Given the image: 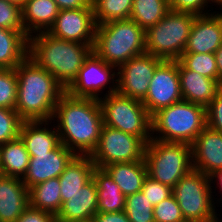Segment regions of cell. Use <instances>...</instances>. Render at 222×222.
I'll use <instances>...</instances> for the list:
<instances>
[{
	"label": "cell",
	"instance_id": "obj_38",
	"mask_svg": "<svg viewBox=\"0 0 222 222\" xmlns=\"http://www.w3.org/2000/svg\"><path fill=\"white\" fill-rule=\"evenodd\" d=\"M208 4H212L210 0H169L170 10L192 13L196 16L213 13L210 9L208 10L213 5L210 6Z\"/></svg>",
	"mask_w": 222,
	"mask_h": 222
},
{
	"label": "cell",
	"instance_id": "obj_7",
	"mask_svg": "<svg viewBox=\"0 0 222 222\" xmlns=\"http://www.w3.org/2000/svg\"><path fill=\"white\" fill-rule=\"evenodd\" d=\"M195 17L192 13L170 10L145 31L146 53L163 61H178L184 53Z\"/></svg>",
	"mask_w": 222,
	"mask_h": 222
},
{
	"label": "cell",
	"instance_id": "obj_31",
	"mask_svg": "<svg viewBox=\"0 0 222 222\" xmlns=\"http://www.w3.org/2000/svg\"><path fill=\"white\" fill-rule=\"evenodd\" d=\"M154 206L141 191L126 196L124 212L130 222H155Z\"/></svg>",
	"mask_w": 222,
	"mask_h": 222
},
{
	"label": "cell",
	"instance_id": "obj_5",
	"mask_svg": "<svg viewBox=\"0 0 222 222\" xmlns=\"http://www.w3.org/2000/svg\"><path fill=\"white\" fill-rule=\"evenodd\" d=\"M151 122L152 139L191 145L207 126L206 107L182 100L157 111Z\"/></svg>",
	"mask_w": 222,
	"mask_h": 222
},
{
	"label": "cell",
	"instance_id": "obj_12",
	"mask_svg": "<svg viewBox=\"0 0 222 222\" xmlns=\"http://www.w3.org/2000/svg\"><path fill=\"white\" fill-rule=\"evenodd\" d=\"M182 100L178 61H162L150 80L147 96L142 101L143 105L152 116L160 109Z\"/></svg>",
	"mask_w": 222,
	"mask_h": 222
},
{
	"label": "cell",
	"instance_id": "obj_22",
	"mask_svg": "<svg viewBox=\"0 0 222 222\" xmlns=\"http://www.w3.org/2000/svg\"><path fill=\"white\" fill-rule=\"evenodd\" d=\"M59 8L54 0H25L22 21L28 37L48 32L58 16Z\"/></svg>",
	"mask_w": 222,
	"mask_h": 222
},
{
	"label": "cell",
	"instance_id": "obj_44",
	"mask_svg": "<svg viewBox=\"0 0 222 222\" xmlns=\"http://www.w3.org/2000/svg\"><path fill=\"white\" fill-rule=\"evenodd\" d=\"M218 70V81L222 84V45L214 53Z\"/></svg>",
	"mask_w": 222,
	"mask_h": 222
},
{
	"label": "cell",
	"instance_id": "obj_37",
	"mask_svg": "<svg viewBox=\"0 0 222 222\" xmlns=\"http://www.w3.org/2000/svg\"><path fill=\"white\" fill-rule=\"evenodd\" d=\"M141 192L147 196V199L153 206H156L158 203L172 195V188L147 176L144 179Z\"/></svg>",
	"mask_w": 222,
	"mask_h": 222
},
{
	"label": "cell",
	"instance_id": "obj_26",
	"mask_svg": "<svg viewBox=\"0 0 222 222\" xmlns=\"http://www.w3.org/2000/svg\"><path fill=\"white\" fill-rule=\"evenodd\" d=\"M25 32L0 27V69H14L28 56Z\"/></svg>",
	"mask_w": 222,
	"mask_h": 222
},
{
	"label": "cell",
	"instance_id": "obj_20",
	"mask_svg": "<svg viewBox=\"0 0 222 222\" xmlns=\"http://www.w3.org/2000/svg\"><path fill=\"white\" fill-rule=\"evenodd\" d=\"M29 206V189L22 178L0 175V222H16Z\"/></svg>",
	"mask_w": 222,
	"mask_h": 222
},
{
	"label": "cell",
	"instance_id": "obj_9",
	"mask_svg": "<svg viewBox=\"0 0 222 222\" xmlns=\"http://www.w3.org/2000/svg\"><path fill=\"white\" fill-rule=\"evenodd\" d=\"M99 102L104 125L140 137L146 144L152 139L151 115L142 101L117 92L103 96Z\"/></svg>",
	"mask_w": 222,
	"mask_h": 222
},
{
	"label": "cell",
	"instance_id": "obj_29",
	"mask_svg": "<svg viewBox=\"0 0 222 222\" xmlns=\"http://www.w3.org/2000/svg\"><path fill=\"white\" fill-rule=\"evenodd\" d=\"M169 11V0H133L130 19L146 31Z\"/></svg>",
	"mask_w": 222,
	"mask_h": 222
},
{
	"label": "cell",
	"instance_id": "obj_21",
	"mask_svg": "<svg viewBox=\"0 0 222 222\" xmlns=\"http://www.w3.org/2000/svg\"><path fill=\"white\" fill-rule=\"evenodd\" d=\"M52 122V120L23 121L19 137L29 154L48 153L60 144L55 122H53L54 127Z\"/></svg>",
	"mask_w": 222,
	"mask_h": 222
},
{
	"label": "cell",
	"instance_id": "obj_39",
	"mask_svg": "<svg viewBox=\"0 0 222 222\" xmlns=\"http://www.w3.org/2000/svg\"><path fill=\"white\" fill-rule=\"evenodd\" d=\"M206 124L209 128L222 133V89L206 107Z\"/></svg>",
	"mask_w": 222,
	"mask_h": 222
},
{
	"label": "cell",
	"instance_id": "obj_17",
	"mask_svg": "<svg viewBox=\"0 0 222 222\" xmlns=\"http://www.w3.org/2000/svg\"><path fill=\"white\" fill-rule=\"evenodd\" d=\"M193 169L207 176L222 169V133L206 126L191 144Z\"/></svg>",
	"mask_w": 222,
	"mask_h": 222
},
{
	"label": "cell",
	"instance_id": "obj_46",
	"mask_svg": "<svg viewBox=\"0 0 222 222\" xmlns=\"http://www.w3.org/2000/svg\"><path fill=\"white\" fill-rule=\"evenodd\" d=\"M219 215V216H218ZM220 214H217V212L215 213V215L213 216V219L211 222H222V219L220 220Z\"/></svg>",
	"mask_w": 222,
	"mask_h": 222
},
{
	"label": "cell",
	"instance_id": "obj_10",
	"mask_svg": "<svg viewBox=\"0 0 222 222\" xmlns=\"http://www.w3.org/2000/svg\"><path fill=\"white\" fill-rule=\"evenodd\" d=\"M116 70H118L117 67L106 63L92 51L65 92L72 97L95 99L117 93L118 71ZM108 84L109 88L103 95L102 93L105 88L107 89Z\"/></svg>",
	"mask_w": 222,
	"mask_h": 222
},
{
	"label": "cell",
	"instance_id": "obj_15",
	"mask_svg": "<svg viewBox=\"0 0 222 222\" xmlns=\"http://www.w3.org/2000/svg\"><path fill=\"white\" fill-rule=\"evenodd\" d=\"M29 155L30 161L28 169L22 178V181L28 189L43 181L59 177L64 169L77 156L62 143L48 153Z\"/></svg>",
	"mask_w": 222,
	"mask_h": 222
},
{
	"label": "cell",
	"instance_id": "obj_4",
	"mask_svg": "<svg viewBox=\"0 0 222 222\" xmlns=\"http://www.w3.org/2000/svg\"><path fill=\"white\" fill-rule=\"evenodd\" d=\"M145 30L135 21L122 19L96 25L93 51L106 63L120 67L146 53Z\"/></svg>",
	"mask_w": 222,
	"mask_h": 222
},
{
	"label": "cell",
	"instance_id": "obj_43",
	"mask_svg": "<svg viewBox=\"0 0 222 222\" xmlns=\"http://www.w3.org/2000/svg\"><path fill=\"white\" fill-rule=\"evenodd\" d=\"M216 179V180H215ZM210 182H211V184L213 183L214 185L213 186H211V187H215V189H213L212 188V191L213 190H216L217 189V187H219V191H217V192H219V194H220V192L222 191V169L221 170H219V171H217V172H214L211 176H210ZM216 184V185H215ZM222 194V193H221ZM222 197V196H221ZM220 201H222V199L220 200V199H218V203H222V202H220Z\"/></svg>",
	"mask_w": 222,
	"mask_h": 222
},
{
	"label": "cell",
	"instance_id": "obj_27",
	"mask_svg": "<svg viewBox=\"0 0 222 222\" xmlns=\"http://www.w3.org/2000/svg\"><path fill=\"white\" fill-rule=\"evenodd\" d=\"M30 155L21 138L0 145V173L2 176L23 178Z\"/></svg>",
	"mask_w": 222,
	"mask_h": 222
},
{
	"label": "cell",
	"instance_id": "obj_47",
	"mask_svg": "<svg viewBox=\"0 0 222 222\" xmlns=\"http://www.w3.org/2000/svg\"><path fill=\"white\" fill-rule=\"evenodd\" d=\"M7 1H10V2H13V3H16L18 4L19 6H23L25 0H7Z\"/></svg>",
	"mask_w": 222,
	"mask_h": 222
},
{
	"label": "cell",
	"instance_id": "obj_25",
	"mask_svg": "<svg viewBox=\"0 0 222 222\" xmlns=\"http://www.w3.org/2000/svg\"><path fill=\"white\" fill-rule=\"evenodd\" d=\"M92 178L97 187L98 212L124 211L126 196L104 168L95 167Z\"/></svg>",
	"mask_w": 222,
	"mask_h": 222
},
{
	"label": "cell",
	"instance_id": "obj_19",
	"mask_svg": "<svg viewBox=\"0 0 222 222\" xmlns=\"http://www.w3.org/2000/svg\"><path fill=\"white\" fill-rule=\"evenodd\" d=\"M178 72L184 101L207 107L222 89V84L218 80L188 70L179 60Z\"/></svg>",
	"mask_w": 222,
	"mask_h": 222
},
{
	"label": "cell",
	"instance_id": "obj_18",
	"mask_svg": "<svg viewBox=\"0 0 222 222\" xmlns=\"http://www.w3.org/2000/svg\"><path fill=\"white\" fill-rule=\"evenodd\" d=\"M69 197L55 216L56 222L88 221L98 212L97 187L93 178Z\"/></svg>",
	"mask_w": 222,
	"mask_h": 222
},
{
	"label": "cell",
	"instance_id": "obj_11",
	"mask_svg": "<svg viewBox=\"0 0 222 222\" xmlns=\"http://www.w3.org/2000/svg\"><path fill=\"white\" fill-rule=\"evenodd\" d=\"M146 143L137 136L103 125L96 149L90 155L96 167L144 160Z\"/></svg>",
	"mask_w": 222,
	"mask_h": 222
},
{
	"label": "cell",
	"instance_id": "obj_40",
	"mask_svg": "<svg viewBox=\"0 0 222 222\" xmlns=\"http://www.w3.org/2000/svg\"><path fill=\"white\" fill-rule=\"evenodd\" d=\"M16 222H56L55 216L44 210L28 206L18 217Z\"/></svg>",
	"mask_w": 222,
	"mask_h": 222
},
{
	"label": "cell",
	"instance_id": "obj_35",
	"mask_svg": "<svg viewBox=\"0 0 222 222\" xmlns=\"http://www.w3.org/2000/svg\"><path fill=\"white\" fill-rule=\"evenodd\" d=\"M0 27L25 32L22 7L7 0H0Z\"/></svg>",
	"mask_w": 222,
	"mask_h": 222
},
{
	"label": "cell",
	"instance_id": "obj_28",
	"mask_svg": "<svg viewBox=\"0 0 222 222\" xmlns=\"http://www.w3.org/2000/svg\"><path fill=\"white\" fill-rule=\"evenodd\" d=\"M29 206L48 211L56 216L62 206L59 177L51 178L30 187Z\"/></svg>",
	"mask_w": 222,
	"mask_h": 222
},
{
	"label": "cell",
	"instance_id": "obj_24",
	"mask_svg": "<svg viewBox=\"0 0 222 222\" xmlns=\"http://www.w3.org/2000/svg\"><path fill=\"white\" fill-rule=\"evenodd\" d=\"M125 196L140 192L147 177L145 160L112 163L104 167Z\"/></svg>",
	"mask_w": 222,
	"mask_h": 222
},
{
	"label": "cell",
	"instance_id": "obj_23",
	"mask_svg": "<svg viewBox=\"0 0 222 222\" xmlns=\"http://www.w3.org/2000/svg\"><path fill=\"white\" fill-rule=\"evenodd\" d=\"M95 164L90 156H76L59 176L62 203L92 179Z\"/></svg>",
	"mask_w": 222,
	"mask_h": 222
},
{
	"label": "cell",
	"instance_id": "obj_30",
	"mask_svg": "<svg viewBox=\"0 0 222 222\" xmlns=\"http://www.w3.org/2000/svg\"><path fill=\"white\" fill-rule=\"evenodd\" d=\"M96 25L129 19L133 0H92Z\"/></svg>",
	"mask_w": 222,
	"mask_h": 222
},
{
	"label": "cell",
	"instance_id": "obj_3",
	"mask_svg": "<svg viewBox=\"0 0 222 222\" xmlns=\"http://www.w3.org/2000/svg\"><path fill=\"white\" fill-rule=\"evenodd\" d=\"M93 45L63 40L48 32H41L29 37L28 57L66 89L93 51Z\"/></svg>",
	"mask_w": 222,
	"mask_h": 222
},
{
	"label": "cell",
	"instance_id": "obj_14",
	"mask_svg": "<svg viewBox=\"0 0 222 222\" xmlns=\"http://www.w3.org/2000/svg\"><path fill=\"white\" fill-rule=\"evenodd\" d=\"M95 32L93 8L59 10L53 26L48 30L56 38L82 44H94Z\"/></svg>",
	"mask_w": 222,
	"mask_h": 222
},
{
	"label": "cell",
	"instance_id": "obj_13",
	"mask_svg": "<svg viewBox=\"0 0 222 222\" xmlns=\"http://www.w3.org/2000/svg\"><path fill=\"white\" fill-rule=\"evenodd\" d=\"M163 60L149 53L132 57L118 67L117 92L120 95L143 101L156 67Z\"/></svg>",
	"mask_w": 222,
	"mask_h": 222
},
{
	"label": "cell",
	"instance_id": "obj_6",
	"mask_svg": "<svg viewBox=\"0 0 222 222\" xmlns=\"http://www.w3.org/2000/svg\"><path fill=\"white\" fill-rule=\"evenodd\" d=\"M147 176L173 188L193 169L192 147L188 143L151 139L145 148Z\"/></svg>",
	"mask_w": 222,
	"mask_h": 222
},
{
	"label": "cell",
	"instance_id": "obj_33",
	"mask_svg": "<svg viewBox=\"0 0 222 222\" xmlns=\"http://www.w3.org/2000/svg\"><path fill=\"white\" fill-rule=\"evenodd\" d=\"M17 86L16 69H0V107L15 109Z\"/></svg>",
	"mask_w": 222,
	"mask_h": 222
},
{
	"label": "cell",
	"instance_id": "obj_41",
	"mask_svg": "<svg viewBox=\"0 0 222 222\" xmlns=\"http://www.w3.org/2000/svg\"><path fill=\"white\" fill-rule=\"evenodd\" d=\"M92 222H130L124 211L100 213L97 212Z\"/></svg>",
	"mask_w": 222,
	"mask_h": 222
},
{
	"label": "cell",
	"instance_id": "obj_45",
	"mask_svg": "<svg viewBox=\"0 0 222 222\" xmlns=\"http://www.w3.org/2000/svg\"><path fill=\"white\" fill-rule=\"evenodd\" d=\"M211 1V3H213L214 5L216 4L217 5V7H218V5H219V10H222V0H210Z\"/></svg>",
	"mask_w": 222,
	"mask_h": 222
},
{
	"label": "cell",
	"instance_id": "obj_42",
	"mask_svg": "<svg viewBox=\"0 0 222 222\" xmlns=\"http://www.w3.org/2000/svg\"><path fill=\"white\" fill-rule=\"evenodd\" d=\"M59 10L93 8L92 0H54Z\"/></svg>",
	"mask_w": 222,
	"mask_h": 222
},
{
	"label": "cell",
	"instance_id": "obj_48",
	"mask_svg": "<svg viewBox=\"0 0 222 222\" xmlns=\"http://www.w3.org/2000/svg\"><path fill=\"white\" fill-rule=\"evenodd\" d=\"M73 222H92V220H88V221H73Z\"/></svg>",
	"mask_w": 222,
	"mask_h": 222
},
{
	"label": "cell",
	"instance_id": "obj_2",
	"mask_svg": "<svg viewBox=\"0 0 222 222\" xmlns=\"http://www.w3.org/2000/svg\"><path fill=\"white\" fill-rule=\"evenodd\" d=\"M18 79L15 110L23 121L52 120L65 88L28 56L15 68Z\"/></svg>",
	"mask_w": 222,
	"mask_h": 222
},
{
	"label": "cell",
	"instance_id": "obj_16",
	"mask_svg": "<svg viewBox=\"0 0 222 222\" xmlns=\"http://www.w3.org/2000/svg\"><path fill=\"white\" fill-rule=\"evenodd\" d=\"M217 12V13H216ZM222 45V12L196 16L184 53H211Z\"/></svg>",
	"mask_w": 222,
	"mask_h": 222
},
{
	"label": "cell",
	"instance_id": "obj_36",
	"mask_svg": "<svg viewBox=\"0 0 222 222\" xmlns=\"http://www.w3.org/2000/svg\"><path fill=\"white\" fill-rule=\"evenodd\" d=\"M155 222H183L185 218L174 195L164 199L153 209Z\"/></svg>",
	"mask_w": 222,
	"mask_h": 222
},
{
	"label": "cell",
	"instance_id": "obj_1",
	"mask_svg": "<svg viewBox=\"0 0 222 222\" xmlns=\"http://www.w3.org/2000/svg\"><path fill=\"white\" fill-rule=\"evenodd\" d=\"M52 120L57 121L60 143L77 156H90L96 149L104 125L99 99L72 97L65 92Z\"/></svg>",
	"mask_w": 222,
	"mask_h": 222
},
{
	"label": "cell",
	"instance_id": "obj_34",
	"mask_svg": "<svg viewBox=\"0 0 222 222\" xmlns=\"http://www.w3.org/2000/svg\"><path fill=\"white\" fill-rule=\"evenodd\" d=\"M22 123L15 109L0 107V145L19 138Z\"/></svg>",
	"mask_w": 222,
	"mask_h": 222
},
{
	"label": "cell",
	"instance_id": "obj_32",
	"mask_svg": "<svg viewBox=\"0 0 222 222\" xmlns=\"http://www.w3.org/2000/svg\"><path fill=\"white\" fill-rule=\"evenodd\" d=\"M179 61L191 71L202 76L218 80V70L216 66V58L211 53H183Z\"/></svg>",
	"mask_w": 222,
	"mask_h": 222
},
{
	"label": "cell",
	"instance_id": "obj_8",
	"mask_svg": "<svg viewBox=\"0 0 222 222\" xmlns=\"http://www.w3.org/2000/svg\"><path fill=\"white\" fill-rule=\"evenodd\" d=\"M210 176L192 169L172 188L183 217L187 221L211 222L217 212V201L213 195ZM215 198V199H214ZM216 201V203L214 202ZM216 204V206L214 205ZM216 208V209H215Z\"/></svg>",
	"mask_w": 222,
	"mask_h": 222
}]
</instances>
